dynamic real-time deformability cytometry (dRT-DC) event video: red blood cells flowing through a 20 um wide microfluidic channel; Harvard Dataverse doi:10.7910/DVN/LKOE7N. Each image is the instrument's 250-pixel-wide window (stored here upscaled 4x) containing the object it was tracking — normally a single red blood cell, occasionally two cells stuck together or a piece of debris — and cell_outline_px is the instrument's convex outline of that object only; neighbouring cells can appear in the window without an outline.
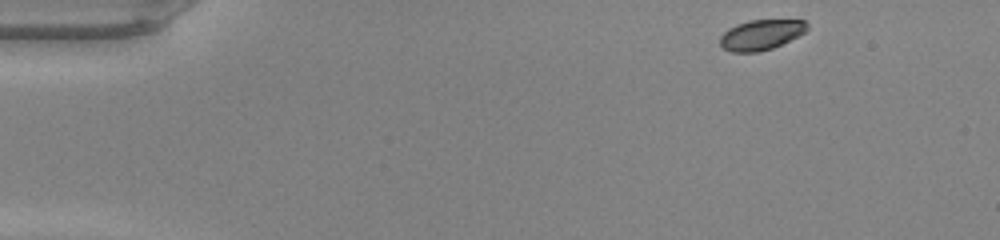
{"species": "common noctule bat (a hibernating species)", "species_latin": "Nyctalus noctula", "temperature_condition": "warm", "stored_images_in_passage": 44, "camera_frame_rate_fps": 3000, "um_per_image_px": 0.085, "animal": {"sex": "male", "body_mass_g": 20.0, "forearm_length_mm": 53.3}, "frame": {"image": 1, "passage_image": 1, "time_ms": 0.0, "image_size_px": [1000, 240], "cell_outline_px": [[808, 28], [804, 32], [772, 48], [756, 52], [732, 52], [724, 48], [720, 44], [720, 36], [728, 28], [736, 24], [748, 20], [804, 20], [808, 24]], "centroid_in_image_um": [64.65, 2.94], "position_along_channel_um": 20.3, "area_um2": 15.14}}
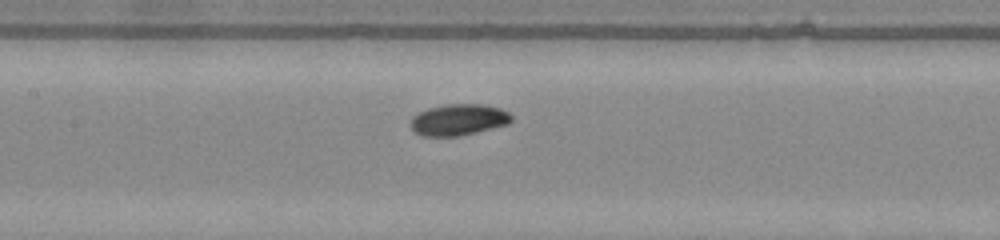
{"frame": {"image": 2, "passage_image": 19, "time_ms": 6.0, "image_size_px": [1000, 240], "cell_outline_px": [[512, 120], [508, 124], [460, 136], [424, 136], [416, 132], [408, 124], [412, 116], [428, 108], [444, 104], [484, 104], [500, 108], [508, 112], [512, 116]], "centroid_in_image_um": [38.96, 10.17], "position_along_channel_um": 168.4, "area_um2": 18.5}}
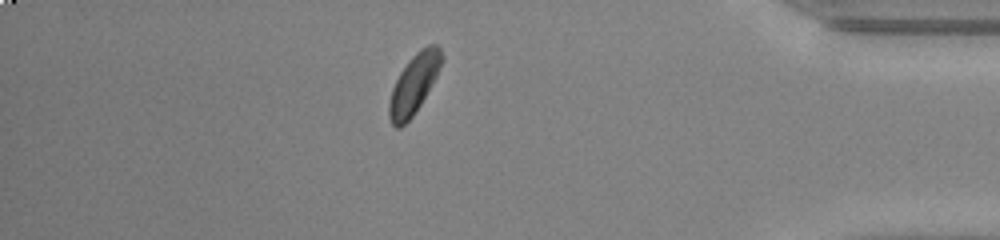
{"frame": {"image": 3, "passage_image": 38, "time_ms": 12.333, "image_size_px": [1000, 240], "cell_outline_px": [[444, 60], [436, 76], [420, 104], [412, 116], [400, 128], [396, 128], [392, 124], [388, 116], [388, 104], [392, 88], [400, 72], [408, 60], [420, 48], [428, 44], [436, 44], [440, 48], [444, 56]], "centroid_in_image_um": [35.18, 7.11], "position_along_channel_um": 400.0, "area_um2": 18.15}, "authors_computed_cell_mechanics": {"area_um2": 17.7446, "velocity_mm_per_s": 4.1981, "shape_relaxation_time_tau1_ms": 1.0656, "shape_relaxation_time_tau2_ms": null, "deformation_change_tau1": 0.0547, "deformation_change_tau2": null}}